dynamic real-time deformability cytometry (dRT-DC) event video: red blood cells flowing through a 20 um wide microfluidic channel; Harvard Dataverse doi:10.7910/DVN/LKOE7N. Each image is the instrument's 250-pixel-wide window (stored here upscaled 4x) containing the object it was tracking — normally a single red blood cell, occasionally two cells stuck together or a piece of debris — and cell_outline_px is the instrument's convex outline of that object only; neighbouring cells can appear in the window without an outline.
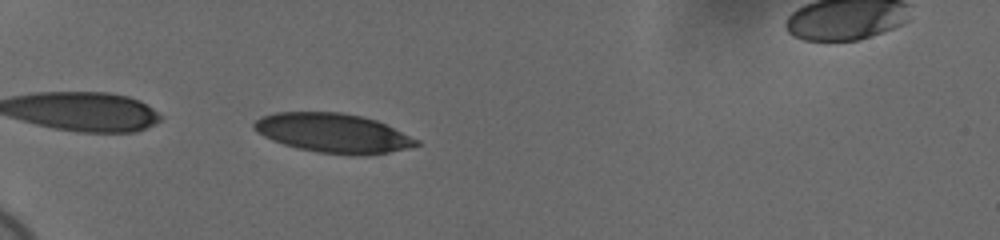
{"species": "human", "species_latin": "Homo sapiens", "temperature_condition": "cold", "stored_images_in_passage": 41, "camera_frame_rate_fps": 3000, "um_per_image_px": 0.085, "donor": {"sex": "female"}, "frame": {"image": 1, "passage_image": 3, "time_ms": 0.667, "image_size_px": [1000, 240], "cell_outline_px": [[420, 144], [408, 148], [388, 152], [360, 156], [352, 156], [316, 152], [296, 148], [272, 140], [264, 136], [252, 128], [252, 124], [260, 116], [276, 112], [340, 112], [364, 116], [376, 120], [420, 140]], "centroid_in_image_um": [28.3, 11.31], "position_along_channel_um": 56.7, "area_um2": 37.4}}
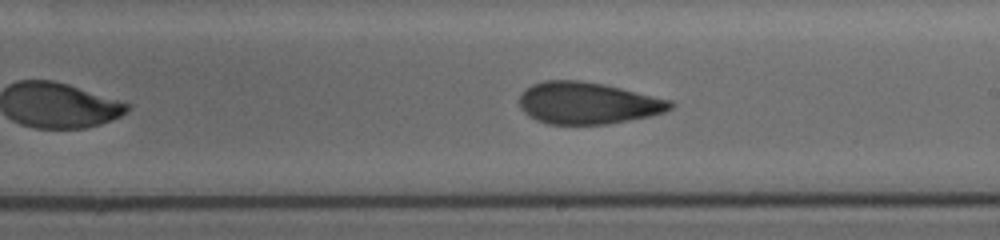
{"frame": {"image": 2, "passage_image": 20, "time_ms": 6.333, "image_size_px": [1000, 240], "cell_outline_px": [[676, 104], [672, 108], [664, 112], [648, 116], [608, 124], [548, 124], [536, 120], [528, 116], [520, 108], [520, 92], [524, 88], [532, 84], [544, 80], [580, 80], [604, 84], [672, 100]], "centroid_in_image_um": [49.93, 8.75], "position_along_channel_um": 239.1, "area_um2": 37.05}}
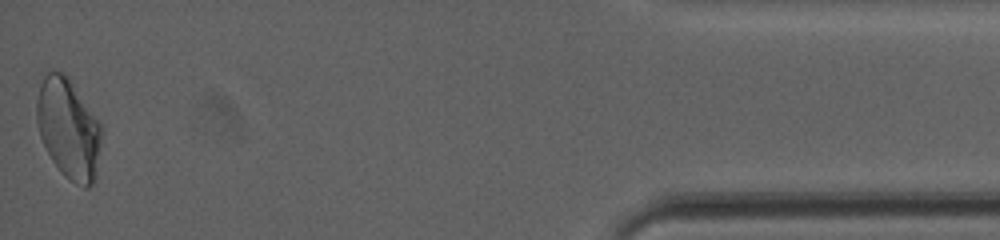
{"frame": {"image": 3, "passage_image": 41, "time_ms": 13.333, "image_size_px": [1000, 240], "cell_outline_px": [[104, 132], [96, 176], [92, 184], [88, 188], [84, 188], [68, 180], [60, 172], [52, 160], [40, 136], [36, 120], [36, 100], [40, 72], [64, 72], [68, 76], [104, 128]], "centroid_in_image_um": [5.82, 10.92], "position_along_channel_um": 429.4, "area_um2": 38.84}, "authors_computed_cell_mechanics": {"area_um2": 37.1654, "velocity_mm_per_s": 3.6648, "shape_relaxation_time_tau1_ms": 7.4121, "shape_relaxation_time_tau2_ms": 2.4443, "deformation_change_tau1": 0.1797, "deformation_change_tau2": 0.0961}}